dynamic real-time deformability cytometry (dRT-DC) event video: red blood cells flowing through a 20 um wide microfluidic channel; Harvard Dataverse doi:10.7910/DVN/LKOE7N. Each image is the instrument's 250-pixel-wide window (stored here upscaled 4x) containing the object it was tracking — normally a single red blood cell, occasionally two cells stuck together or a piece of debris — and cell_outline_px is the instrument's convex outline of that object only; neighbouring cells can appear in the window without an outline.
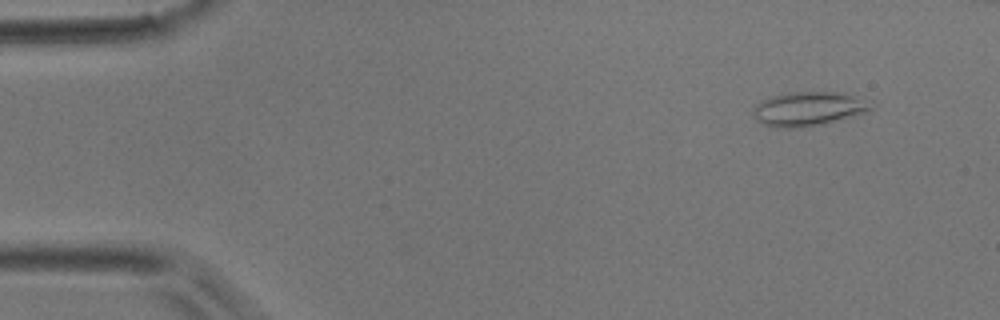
{"species": "common noctule bat (a hibernating species)", "species_latin": "Nyctalus noctula", "temperature_condition": "room temperature", "stored_images_in_passage": 4, "camera_frame_rate_fps": 3000, "um_per_image_px": 0.085, "animal": {"sex": "male", "body_mass_g": 17.9}, "frame": {"image": 1, "passage_image": 1, "time_ms": 0.0, "image_size_px": [1000, 320], "cell_outline_px": [[872, 108], [868, 112], [824, 124], [800, 128], [776, 128], [764, 124], [756, 120], [752, 112], [764, 100], [772, 96], [788, 92], [836, 92], [872, 100]], "centroid_in_image_um": [68.78, 9.26], "position_along_channel_um": 16.2, "area_um2": 23.47}}